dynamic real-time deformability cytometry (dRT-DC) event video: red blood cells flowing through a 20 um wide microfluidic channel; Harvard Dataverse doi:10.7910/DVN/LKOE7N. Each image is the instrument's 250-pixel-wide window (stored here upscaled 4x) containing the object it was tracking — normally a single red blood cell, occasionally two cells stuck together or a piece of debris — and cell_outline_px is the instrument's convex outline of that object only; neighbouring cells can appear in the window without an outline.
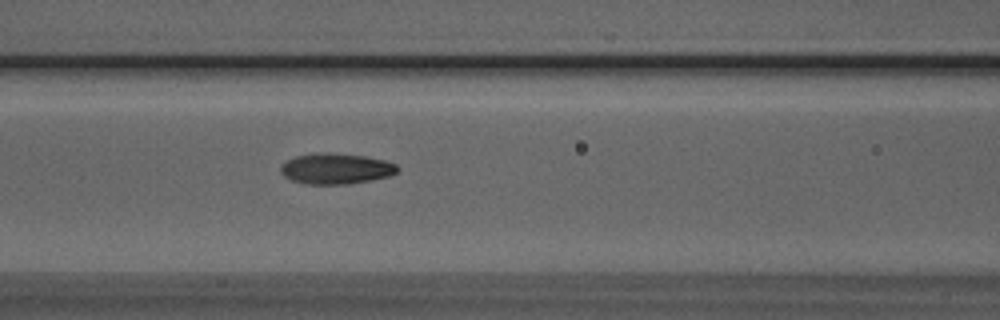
{"species": "Egyptian fruit bat (a non-hibernating species)", "species_latin": "Rousettus aegyptiacus", "temperature_condition": "room temperature", "stored_images_in_passage": 33, "camera_frame_rate_fps": 3000, "um_per_image_px": 0.085, "animal": {"sex": "male"}, "frame": {"image": 1, "passage_image": 7, "time_ms": 2.0, "image_size_px": [1000, 320], "cell_outline_px": [[400, 168], [396, 172], [388, 176], [372, 180], [348, 184], [308, 184], [292, 180], [284, 176], [280, 172], [280, 164], [296, 156], [324, 152], [328, 152], [364, 156], [384, 160], [396, 164]], "centroid_in_image_um": [28.55, 14.34], "position_along_channel_um": 138.1, "area_um2": 20.87}}
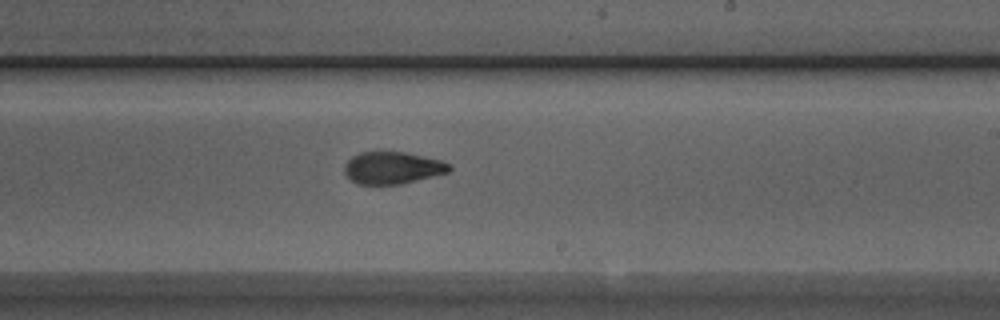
{"frame": {"image": 2, "passage_image": 16, "time_ms": 5.0, "image_size_px": [1000, 320], "cell_outline_px": [[452, 168], [448, 172], [400, 184], [356, 184], [344, 172], [344, 168], [348, 160], [352, 156], [360, 152], [404, 152], [440, 160], [452, 164]], "centroid_in_image_um": [33.36, 14.26], "position_along_channel_um": 255.6, "area_um2": 19.42}}
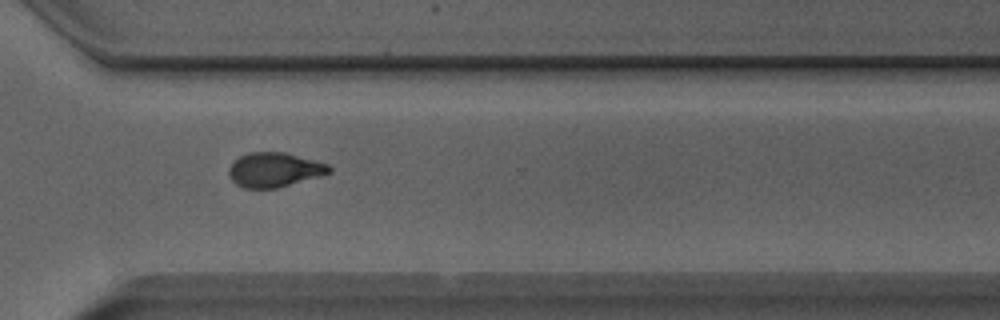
{"frame": {"image": 3, "passage_image": 23, "time_ms": 7.333, "image_size_px": [1000, 320], "cell_outline_px": [[332, 172], [320, 176], [276, 188], [244, 188], [236, 184], [228, 176], [228, 168], [240, 156], [248, 152], [284, 152], [328, 164], [332, 168]], "centroid_in_image_um": [23.31, 14.43], "position_along_channel_um": 347.3, "area_um2": 20.06}, "authors_computed_cell_mechanics": {"area_um2": 20.4034, "velocity_mm_per_s": 3.9269, "shape_relaxation_time_tau1_ms": 3.8682, "shape_relaxation_time_tau2_ms": 1.9376, "deformation_change_tau1": 0.151, "deformation_change_tau2": 0.08}}